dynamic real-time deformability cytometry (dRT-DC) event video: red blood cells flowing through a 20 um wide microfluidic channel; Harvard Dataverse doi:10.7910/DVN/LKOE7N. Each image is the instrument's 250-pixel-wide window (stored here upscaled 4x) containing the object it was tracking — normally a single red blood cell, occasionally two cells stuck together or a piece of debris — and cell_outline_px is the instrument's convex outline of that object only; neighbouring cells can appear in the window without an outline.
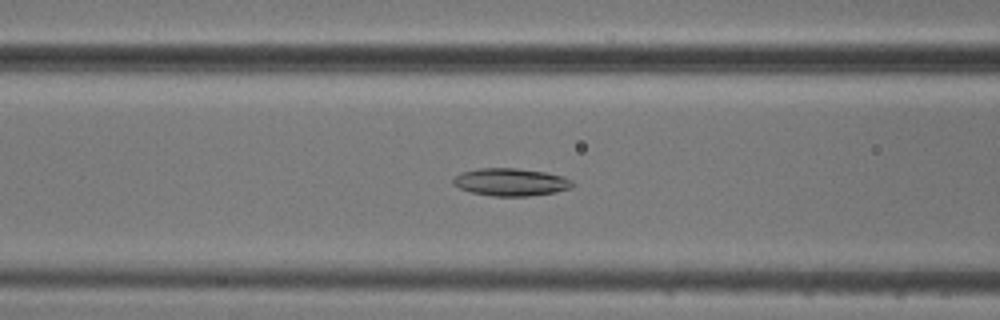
{"species": "common noctule bat (a hibernating species)", "species_latin": "Nyctalus noctula", "temperature_condition": "cold", "stored_images_in_passage": 50, "camera_frame_rate_fps": 3000, "um_per_image_px": 0.085, "animal": {"sex": "male", "body_mass_g": 20.5, "forearm_length_mm": 52.5}, "frame": {"image": 1, "passage_image": 18, "time_ms": 5.667, "image_size_px": [1000, 320], "cell_outline_px": [[576, 184], [572, 188], [556, 192], [528, 196], [492, 196], [472, 192], [460, 188], [452, 184], [452, 180], [460, 172], [480, 168], [516, 168], [544, 172], [564, 176], [572, 180]], "centroid_in_image_um": [43.45, 15.47], "position_along_channel_um": 123.2, "area_um2": 19.31}}
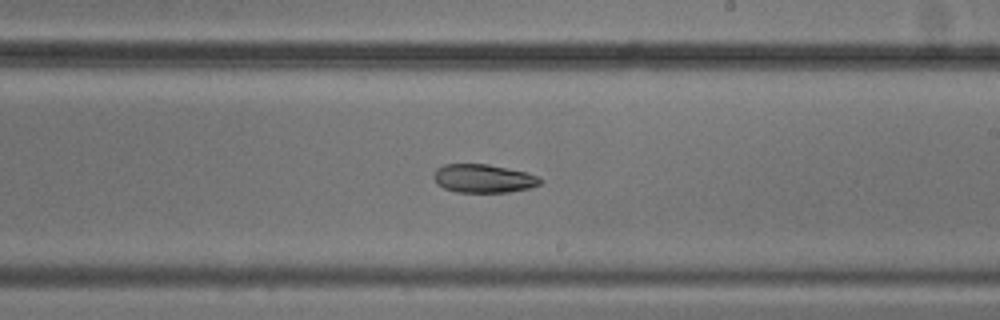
{"frame": {"image": 2, "passage_image": 28, "time_ms": 9.0, "image_size_px": [1000, 320], "cell_outline_px": [[544, 180], [540, 184], [528, 188], [508, 192], [456, 192], [444, 188], [436, 184], [432, 176], [436, 168], [444, 164], [488, 164], [524, 172], [540, 176]], "centroid_in_image_um": [41.06, 15.17], "position_along_channel_um": 247.9, "area_um2": 17.74}}
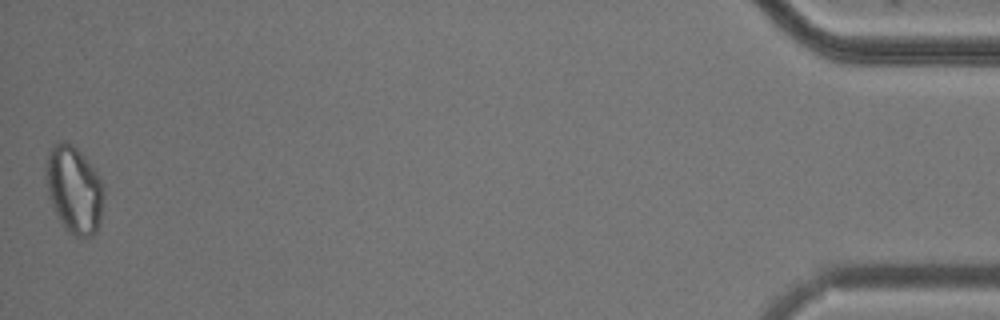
{"frame": {"image": 3, "passage_image": 50, "time_ms": 16.333, "image_size_px": [1000, 320], "cell_outline_px": [[104, 196], [100, 220], [96, 232], [92, 236], [76, 236], [68, 232], [64, 228], [56, 216], [48, 196], [44, 168], [48, 152], [52, 144], [60, 140], [68, 140], [84, 156], [96, 172], [104, 188]], "centroid_in_image_um": [6.26, 16.09], "position_along_channel_um": 428.9, "area_um2": 29.82}}